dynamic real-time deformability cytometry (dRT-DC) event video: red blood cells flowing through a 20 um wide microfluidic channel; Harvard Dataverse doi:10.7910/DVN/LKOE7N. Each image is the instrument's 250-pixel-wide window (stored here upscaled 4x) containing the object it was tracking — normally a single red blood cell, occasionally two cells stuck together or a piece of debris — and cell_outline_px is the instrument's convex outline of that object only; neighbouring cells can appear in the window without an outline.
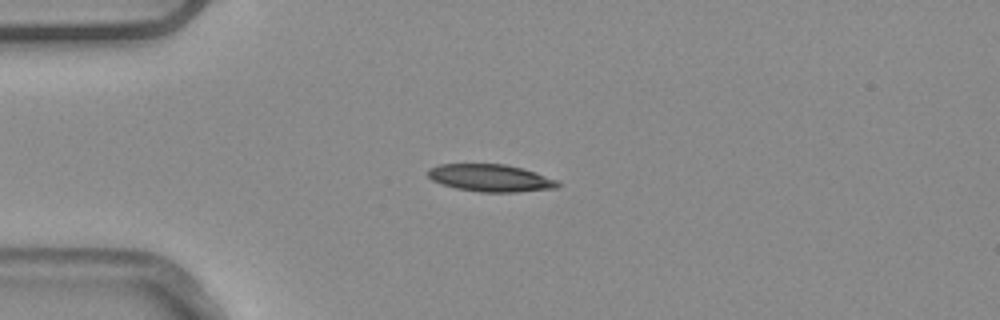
{"species": "common noctule bat (a hibernating species)", "species_latin": "Nyctalus noctula", "temperature_condition": "warm", "stored_images_in_passage": 5, "camera_frame_rate_fps": 3000, "um_per_image_px": 0.085, "animal": {"sex": "male", "body_mass_g": 20.4}, "frame": {"image": 1, "passage_image": 3, "time_ms": 0.667, "image_size_px": [1000, 320], "cell_outline_px": [[560, 184], [556, 188], [516, 192], [480, 192], [456, 188], [440, 184], [432, 180], [428, 176], [428, 168], [440, 164], [504, 164], [524, 168], [536, 172], [556, 180]], "centroid_in_image_um": [41.67, 15.12], "position_along_channel_um": 43.3, "area_um2": 20.69}}